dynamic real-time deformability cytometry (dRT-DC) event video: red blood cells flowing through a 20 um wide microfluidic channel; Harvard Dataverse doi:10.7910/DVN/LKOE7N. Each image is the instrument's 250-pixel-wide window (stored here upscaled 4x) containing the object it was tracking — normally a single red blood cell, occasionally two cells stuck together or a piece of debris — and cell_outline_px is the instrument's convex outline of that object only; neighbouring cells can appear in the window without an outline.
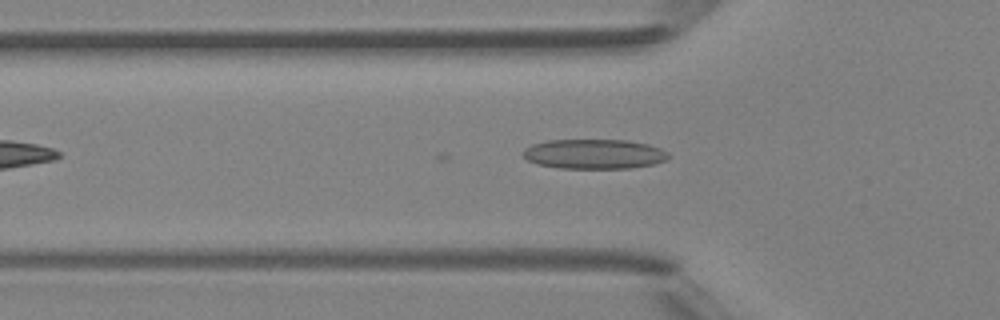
{"species": "Egyptian fruit bat (a non-hibernating species)", "species_latin": "Rousettus aegyptiacus", "temperature_condition": "room temperature", "stored_images_in_passage": 34, "camera_frame_rate_fps": 3000, "um_per_image_px": 0.085, "animal": {"sex": "female"}, "frame": {"image": 1, "passage_image": 2, "time_ms": 0.333, "image_size_px": [1000, 320], "cell_outline_px": [[672, 156], [668, 160], [652, 164], [628, 168], [560, 168], [536, 164], [528, 160], [520, 152], [524, 148], [532, 144], [548, 140], [628, 140], [648, 144], [660, 148], [668, 152]], "centroid_in_image_um": [50.5, 13.08], "position_along_channel_um": 75.3, "area_um2": 25.37}}
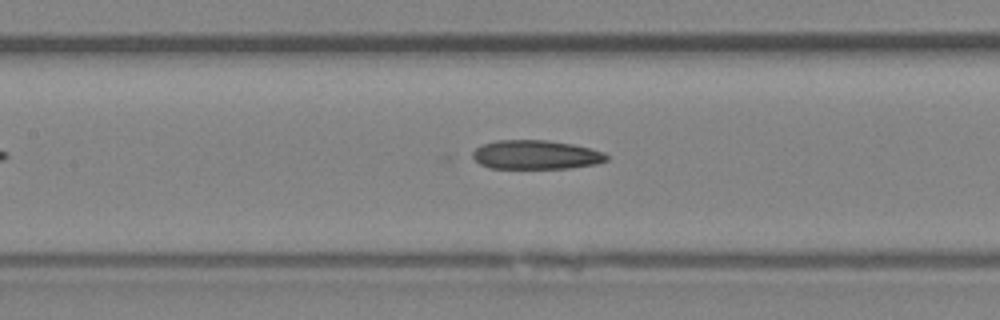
{"frame": {"image": 2, "passage_image": 8, "time_ms": 2.333, "image_size_px": [1000, 320], "cell_outline_px": [[608, 160], [596, 164], [572, 168], [488, 168], [480, 164], [472, 156], [472, 152], [480, 144], [496, 140], [548, 140], [572, 144], [592, 148], [604, 152], [608, 156]], "centroid_in_image_um": [45.55, 13.15], "position_along_channel_um": 161.8, "area_um2": 22.89}}
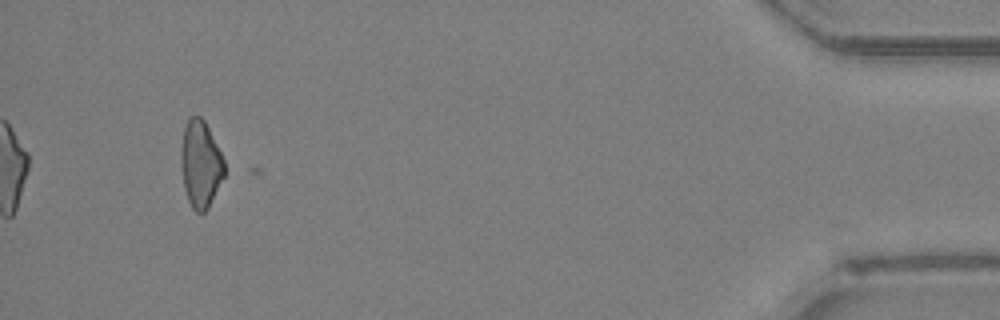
{"frame": {"image": 3, "passage_image": 31, "time_ms": 10.0, "image_size_px": [1000, 320], "cell_outline_px": [[224, 176], [208, 208], [204, 212], [196, 212], [192, 208], [188, 200], [184, 188], [180, 164], [180, 148], [184, 128], [188, 120], [192, 116], [200, 116], [204, 120], [224, 160]], "centroid_in_image_um": [17.02, 13.96], "position_along_channel_um": 418.2, "area_um2": 21.85}}